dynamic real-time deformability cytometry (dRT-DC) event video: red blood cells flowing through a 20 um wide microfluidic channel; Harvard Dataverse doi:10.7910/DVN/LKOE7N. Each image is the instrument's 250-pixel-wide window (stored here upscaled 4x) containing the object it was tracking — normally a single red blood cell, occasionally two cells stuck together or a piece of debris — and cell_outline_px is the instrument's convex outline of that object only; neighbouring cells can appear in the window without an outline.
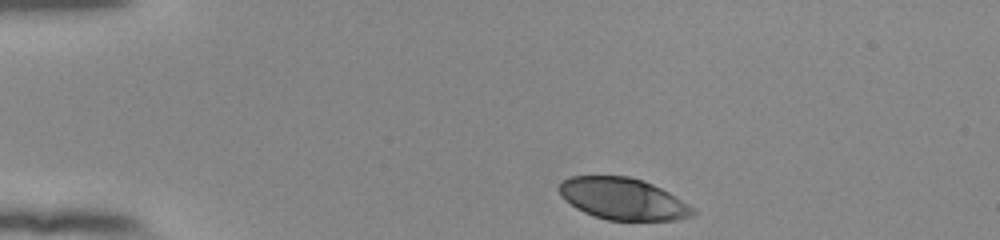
{"species": "human", "species_latin": "Homo sapiens", "temperature_condition": "room temperature", "stored_images_in_passage": 36, "camera_frame_rate_fps": 3000, "um_per_image_px": 0.085, "donor": {"sex": "female"}, "frame": {"image": 1, "passage_image": 1, "time_ms": 0.0, "image_size_px": [1000, 240], "cell_outline_px": [[696, 212], [692, 216], [676, 220], [608, 220], [592, 216], [576, 208], [564, 200], [560, 196], [556, 188], [560, 180], [572, 176], [628, 176], [652, 184], [668, 192], [688, 204]], "centroid_in_image_um": [52.87, 16.9], "position_along_channel_um": 32.1, "area_um2": 32.6}}
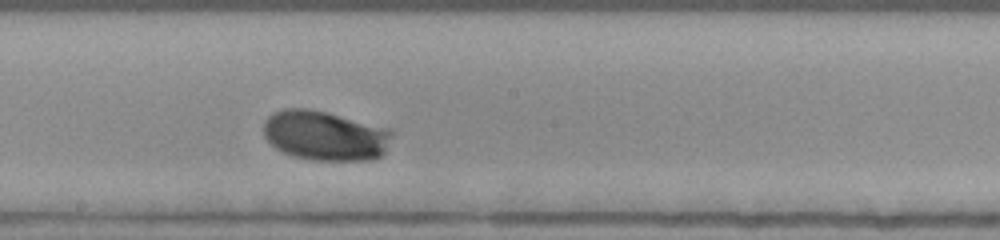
{"frame": {"image": 2, "passage_image": 21, "time_ms": 6.667, "image_size_px": [1000, 240], "cell_outline_px": [[392, 132], [384, 152], [380, 156], [372, 160], [312, 160], [296, 156], [284, 152], [276, 148], [264, 136], [264, 120], [272, 112], [284, 108], [308, 108], [328, 112], [392, 128]], "centroid_in_image_um": [27.63, 11.5], "position_along_channel_um": 220.6, "area_um2": 37.4}}
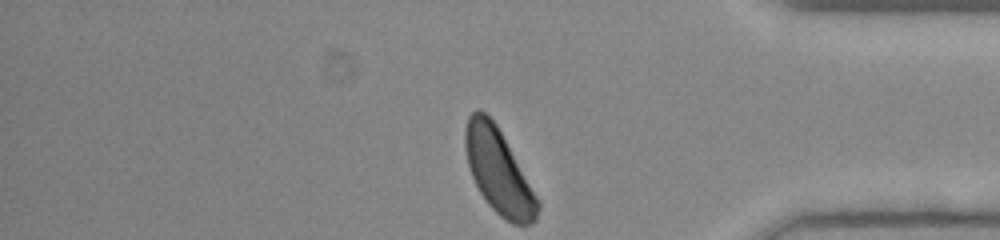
{"frame": {"image": 3, "passage_image": 36, "time_ms": 11.667, "image_size_px": [1000, 240], "cell_outline_px": [[540, 208], [536, 220], [532, 224], [512, 224], [500, 216], [488, 204], [480, 192], [472, 176], [468, 164], [464, 148], [464, 132], [468, 116], [476, 108], [480, 108], [496, 124], [540, 200]], "centroid_in_image_um": [42.38, 14.57], "position_along_channel_um": 392.8, "area_um2": 35.66}, "authors_computed_cell_mechanics": {"area_um2": 35.6048, "velocity_mm_per_s": 3.808, "shape_relaxation_time_tau1_ms": 2.8011, "shape_relaxation_time_tau2_ms": null, "deformation_change_tau1": 0.148, "deformation_change_tau2": null}}